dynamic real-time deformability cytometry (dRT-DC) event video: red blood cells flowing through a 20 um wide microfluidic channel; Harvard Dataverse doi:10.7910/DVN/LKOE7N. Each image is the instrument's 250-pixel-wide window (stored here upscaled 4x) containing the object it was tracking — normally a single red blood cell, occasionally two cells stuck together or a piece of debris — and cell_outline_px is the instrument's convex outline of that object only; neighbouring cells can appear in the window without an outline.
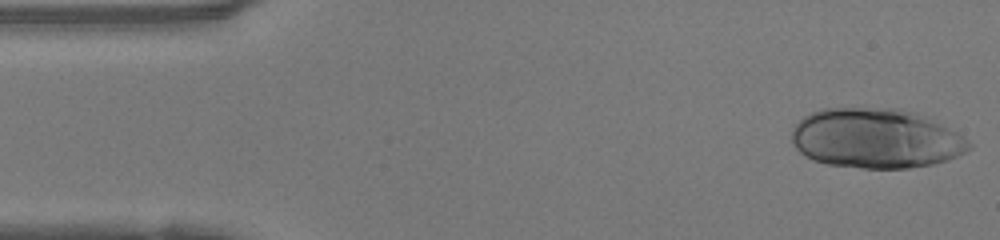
{"species": "human", "species_latin": "Homo sapiens", "temperature_condition": "warm", "stored_images_in_passage": 46, "camera_frame_rate_fps": 3000, "um_per_image_px": 0.085, "donor": {"sex": "female"}, "frame": {"image": 1, "passage_image": 1, "time_ms": 0.0, "image_size_px": [1000, 240], "cell_outline_px": [[972, 148], [956, 156], [932, 164], [908, 168], [864, 168], [828, 164], [812, 160], [804, 156], [796, 148], [792, 140], [792, 128], [804, 116], [820, 108], [900, 108], [916, 112], [956, 132], [968, 140], [972, 144]], "centroid_in_image_um": [74.42, 11.76], "position_along_channel_um": 10.6, "area_um2": 61.67}}